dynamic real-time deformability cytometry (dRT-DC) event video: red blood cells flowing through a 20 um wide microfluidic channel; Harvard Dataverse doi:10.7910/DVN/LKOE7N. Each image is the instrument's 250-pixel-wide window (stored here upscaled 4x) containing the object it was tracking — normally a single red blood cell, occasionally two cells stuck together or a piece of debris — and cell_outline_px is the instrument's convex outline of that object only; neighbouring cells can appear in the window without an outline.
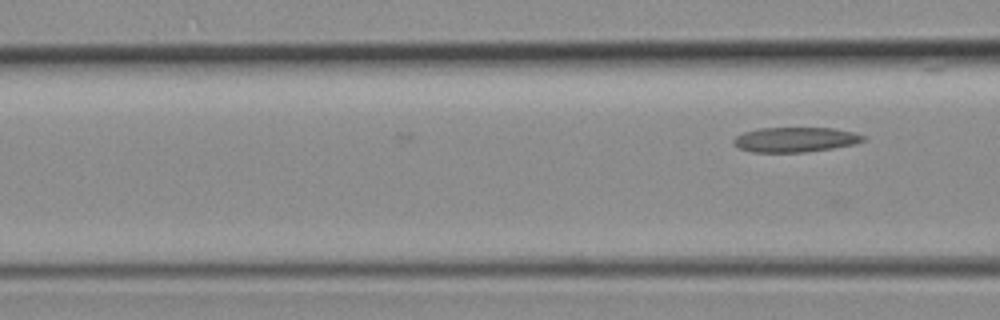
{"species": "common noctule bat (a hibernating species)", "species_latin": "Nyctalus noctula", "temperature_condition": "room temperature", "stored_images_in_passage": 4, "camera_frame_rate_fps": 3000, "um_per_image_px": 0.085, "animal": {"sex": "female", "body_mass_g": 19.3, "forearm_length_mm": 54.1}, "frame": {"image": 1, "passage_image": 4, "time_ms": 1.0, "image_size_px": [1000, 320], "cell_outline_px": [[864, 140], [852, 144], [832, 148], [804, 152], [752, 152], [740, 148], [732, 144], [732, 140], [736, 136], [744, 132], [756, 128], [832, 128], [852, 132], [864, 136]], "centroid_in_image_um": [67.52, 11.86], "position_along_channel_um": 99.1, "area_um2": 18.61}}